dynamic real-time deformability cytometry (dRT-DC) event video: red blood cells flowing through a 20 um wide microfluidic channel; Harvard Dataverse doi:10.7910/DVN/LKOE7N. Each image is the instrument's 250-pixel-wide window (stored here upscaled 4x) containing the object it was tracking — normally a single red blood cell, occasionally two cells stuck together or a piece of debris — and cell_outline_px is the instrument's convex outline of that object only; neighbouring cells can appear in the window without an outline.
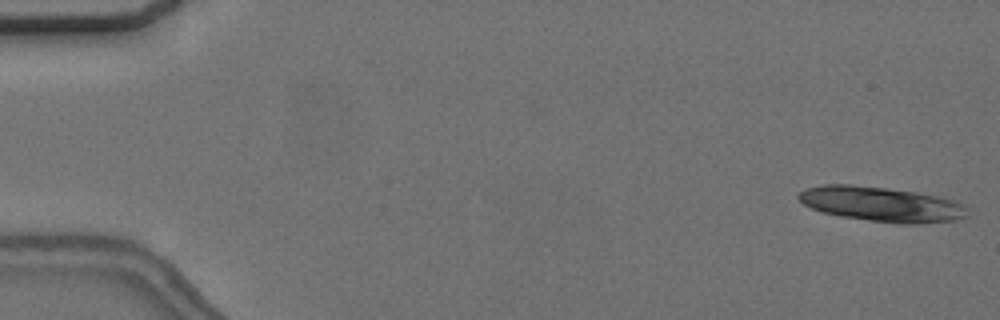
{"species": "common noctule bat (a hibernating species)", "species_latin": "Nyctalus noctula", "temperature_condition": "cold", "stored_images_in_passage": 18, "camera_frame_rate_fps": 3000, "um_per_image_px": 0.085, "animal": {"sex": "female", "body_mass_g": 24.6, "forearm_length_mm": 56.2}, "frame": {"image": 1, "passage_image": 1, "time_ms": 0.0, "image_size_px": [1000, 320], "cell_outline_px": [[968, 216], [952, 220], [920, 224], [900, 224], [868, 220], [840, 216], [824, 212], [812, 208], [804, 204], [796, 196], [804, 188], [824, 184], [852, 184], [888, 188], [916, 192], [956, 200], [964, 204]], "centroid_in_image_um": [74.92, 17.35], "position_along_channel_um": 10.1, "area_um2": 34.33}}